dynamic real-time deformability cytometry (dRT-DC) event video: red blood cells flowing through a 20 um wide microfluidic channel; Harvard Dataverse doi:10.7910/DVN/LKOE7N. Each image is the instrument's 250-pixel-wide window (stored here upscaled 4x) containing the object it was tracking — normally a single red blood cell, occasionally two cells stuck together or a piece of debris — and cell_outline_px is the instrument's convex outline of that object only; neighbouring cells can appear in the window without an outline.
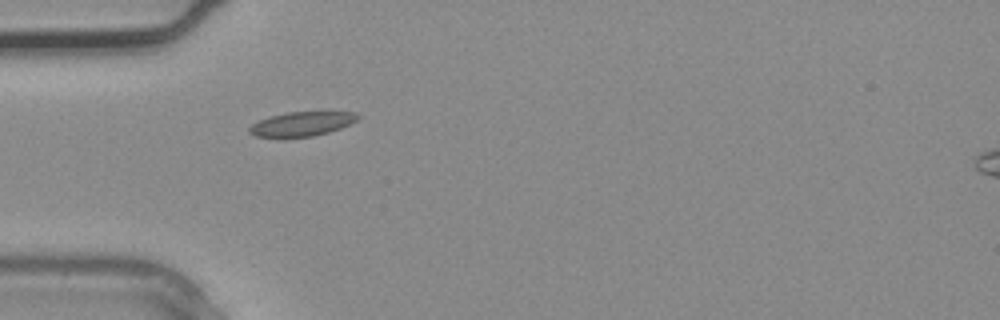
{"species": "common noctule bat (a hibernating species)", "species_latin": "Nyctalus noctula", "temperature_condition": "warm", "stored_images_in_passage": 3, "segment_of_instrument_passage": [1, 2], "camera_frame_rate_fps": 3000, "um_per_image_px": 0.085, "animal": {"sex": "male", "body_mass_g": 20.4}, "frame": {"image": 1, "passage_image": 2, "time_ms": 0.333, "image_size_px": [1000, 320], "cell_outline_px": [[360, 116], [356, 120], [340, 128], [328, 132], [312, 136], [280, 140], [256, 136], [248, 132], [248, 128], [252, 124], [260, 120], [272, 116], [288, 112], [356, 112]], "centroid_in_image_um": [25.57, 10.58], "position_along_channel_um": 59.4, "area_um2": 15.66}}